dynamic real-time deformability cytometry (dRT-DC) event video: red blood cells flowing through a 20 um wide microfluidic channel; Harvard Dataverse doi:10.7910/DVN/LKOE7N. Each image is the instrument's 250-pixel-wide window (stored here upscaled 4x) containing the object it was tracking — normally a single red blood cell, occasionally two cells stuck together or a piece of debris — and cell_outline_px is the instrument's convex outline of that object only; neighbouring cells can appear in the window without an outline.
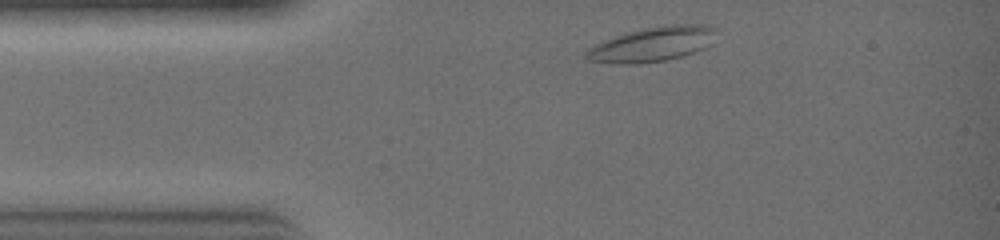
{"species": "common noctule bat (a hibernating species)", "species_latin": "Nyctalus noctula", "temperature_condition": "warm", "stored_images_in_passage": 25, "camera_frame_rate_fps": 3000, "um_per_image_px": 0.085, "animal": {"sex": "female", "body_mass_g": 19.0, "forearm_length_mm": 51.5}, "frame": {"image": 1, "passage_image": 2, "time_ms": 0.333, "image_size_px": [1000, 240], "cell_outline_px": [[720, 28], [704, 48], [684, 56], [664, 60], [636, 64], [612, 64], [588, 60], [584, 52], [588, 48], [604, 40], [628, 32], [644, 28], [672, 24], [708, 24]], "centroid_in_image_um": [55.46, 3.75], "position_along_channel_um": 29.5, "area_um2": 26.3}}
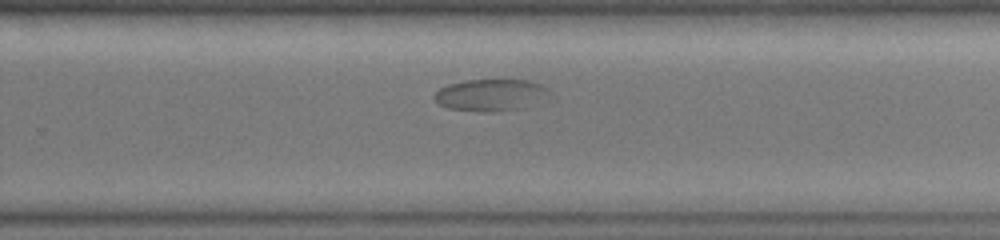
{"frame": {"image": 2, "passage_image": 17, "time_ms": 5.333, "image_size_px": [1000, 240], "cell_outline_px": [[556, 100], [516, 108], [488, 112], [484, 112], [448, 108], [440, 104], [432, 96], [440, 88], [448, 84], [464, 80], [528, 80], [540, 84], [548, 88], [556, 96]], "centroid_in_image_um": [41.87, 8.07], "position_along_channel_um": 287.9, "area_um2": 21.91}}
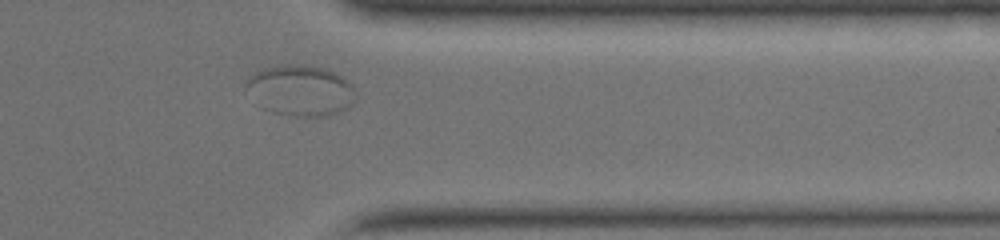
{"frame": {"image": 3, "passage_image": 22, "time_ms": 7.0, "image_size_px": [1000, 240], "cell_outline_px": [[356, 100], [348, 108], [340, 112], [328, 116], [296, 116], [272, 112], [260, 108], [244, 88], [244, 80], [248, 76], [264, 68], [280, 64], [308, 64], [344, 76], [352, 84], [356, 92]], "centroid_in_image_um": [25.52, 7.69], "position_along_channel_um": 385.9, "area_um2": 33.18}}